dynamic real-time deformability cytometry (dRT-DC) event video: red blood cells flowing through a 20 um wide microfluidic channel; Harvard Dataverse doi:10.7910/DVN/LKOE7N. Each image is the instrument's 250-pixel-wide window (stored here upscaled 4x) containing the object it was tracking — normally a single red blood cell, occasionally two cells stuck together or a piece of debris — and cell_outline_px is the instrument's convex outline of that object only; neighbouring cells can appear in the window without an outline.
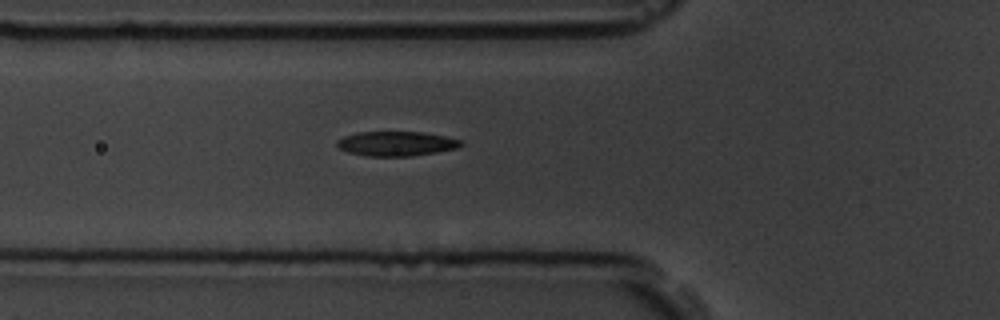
{"species": "common noctule bat (a hibernating species)", "species_latin": "Nyctalus noctula", "temperature_condition": "room temperature", "stored_images_in_passage": 7, "camera_frame_rate_fps": 3000, "um_per_image_px": 0.085, "animal": {"sex": "male", "body_mass_g": 19.5, "forearm_length_mm": 54.6}, "frame": {"image": 1, "passage_image": 7, "time_ms": 7.667, "image_size_px": [1000, 320], "cell_outline_px": [[464, 144], [456, 148], [436, 152], [412, 156], [364, 156], [348, 152], [340, 148], [336, 144], [336, 140], [344, 136], [356, 132], [424, 132], [444, 136], [460, 140]], "centroid_in_image_um": [33.65, 12.21], "position_along_channel_um": 92.1, "area_um2": 17.74}}